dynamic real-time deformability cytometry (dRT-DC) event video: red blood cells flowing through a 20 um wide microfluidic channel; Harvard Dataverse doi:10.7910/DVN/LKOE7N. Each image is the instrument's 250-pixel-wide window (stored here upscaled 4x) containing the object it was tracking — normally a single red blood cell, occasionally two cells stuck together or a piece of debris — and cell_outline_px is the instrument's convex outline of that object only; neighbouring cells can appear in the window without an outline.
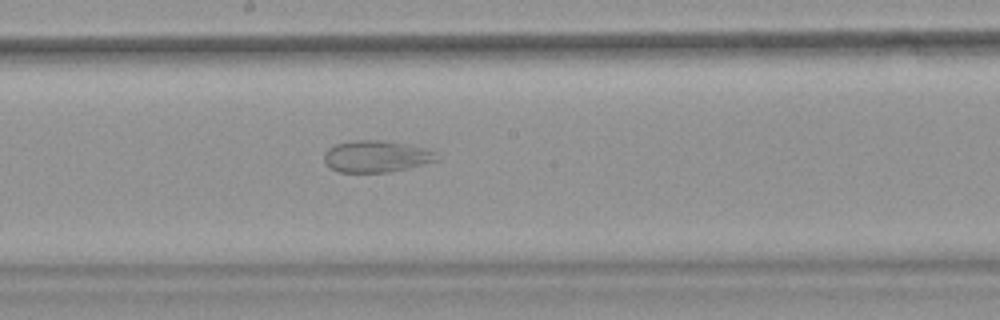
{"species": "common noctule bat (a hibernating species)", "species_latin": "Nyctalus noctula", "temperature_condition": "warm", "stored_images_in_passage": 69, "camera_frame_rate_fps": 3000, "um_per_image_px": 0.085, "animal": {"sex": "female", "body_mass_g": 18.4}, "frame": {"image": 1, "passage_image": 39, "time_ms": 12.667, "image_size_px": [1000, 320], "cell_outline_px": [[436, 160], [388, 172], [340, 172], [332, 168], [324, 160], [324, 152], [328, 148], [336, 144], [356, 140], [388, 140], [408, 144], [424, 148], [436, 152]], "centroid_in_image_um": [31.94, 13.27], "position_along_channel_um": 216.3, "area_um2": 20.46}}
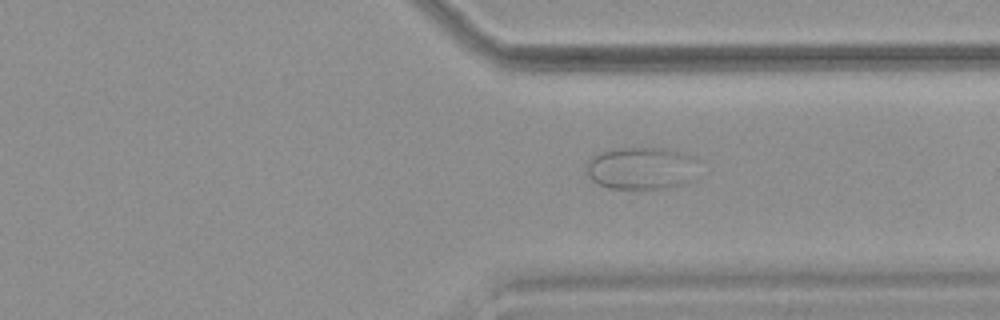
{"frame": {"image": 2, "passage_image": 53, "time_ms": 17.333, "image_size_px": [1000, 320], "cell_outline_px": [[696, 160], [692, 180], [668, 188], [608, 188], [592, 180], [584, 172], [584, 168], [588, 160], [596, 152], [616, 148], [664, 148], [696, 156]], "centroid_in_image_um": [54.44, 14.28], "position_along_channel_um": 357.0, "area_um2": 27.86}}
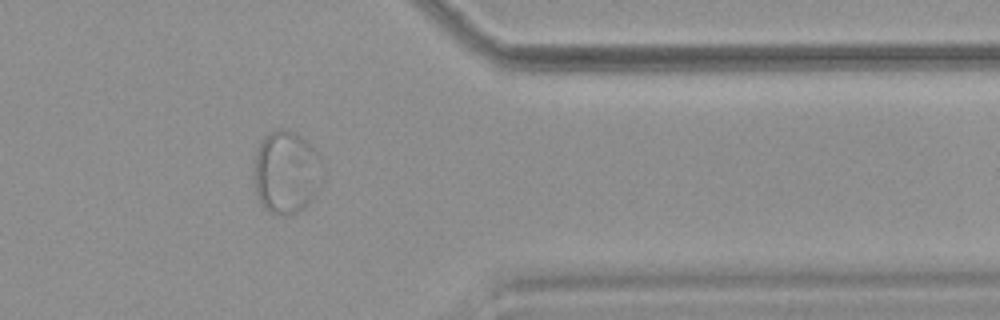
{"frame": {"image": 3, "passage_image": 57, "time_ms": 18.667, "image_size_px": [1000, 320], "cell_outline_px": [[324, 172], [320, 188], [308, 204], [304, 208], [288, 216], [280, 216], [268, 212], [264, 208], [256, 192], [256, 152], [264, 136], [268, 132], [276, 128], [288, 128], [296, 132], [316, 152], [324, 164]], "centroid_in_image_um": [24.38, 14.64], "position_along_channel_um": 387.0, "area_um2": 33.35}}